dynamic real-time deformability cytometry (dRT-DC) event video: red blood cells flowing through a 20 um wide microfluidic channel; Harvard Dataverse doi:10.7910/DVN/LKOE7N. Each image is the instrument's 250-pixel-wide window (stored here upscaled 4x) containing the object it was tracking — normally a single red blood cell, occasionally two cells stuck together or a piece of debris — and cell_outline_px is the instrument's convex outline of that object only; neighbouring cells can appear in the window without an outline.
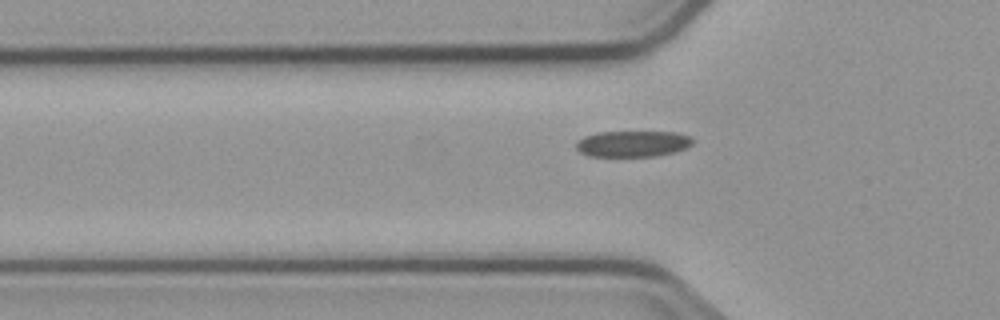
{"species": "common noctule bat (a hibernating species)", "species_latin": "Nyctalus noctula", "temperature_condition": "cold", "stored_images_in_passage": 7, "segment_of_instrument_passage": [2, 2], "camera_frame_rate_fps": 3000, "um_per_image_px": 0.085, "animal": {"sex": "male", "body_mass_g": 23.1, "forearm_length_mm": 52.7}, "frame": {"image": 1, "passage_image": 7, "time_ms": 7.0, "image_size_px": [1000, 320], "cell_outline_px": [[692, 144], [676, 152], [652, 156], [588, 156], [580, 152], [576, 148], [576, 140], [584, 136], [596, 132], [676, 132], [688, 136], [692, 140]], "centroid_in_image_um": [53.72, 12.21], "position_along_channel_um": 72.1, "area_um2": 17.69}}